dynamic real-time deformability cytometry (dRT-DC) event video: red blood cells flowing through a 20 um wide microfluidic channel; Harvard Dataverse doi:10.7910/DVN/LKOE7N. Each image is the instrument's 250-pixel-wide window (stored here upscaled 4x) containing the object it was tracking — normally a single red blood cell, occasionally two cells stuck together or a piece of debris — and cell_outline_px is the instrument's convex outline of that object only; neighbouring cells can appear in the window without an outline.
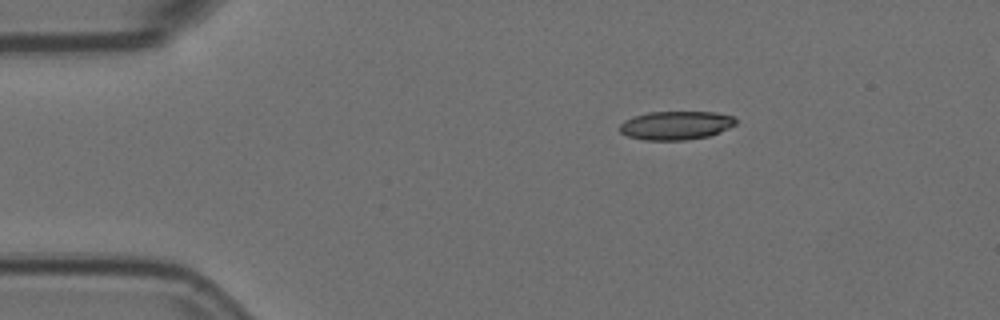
{"species": "Egyptian fruit bat (a non-hibernating species)", "species_latin": "Rousettus aegyptiacus", "temperature_condition": "room temperature", "stored_images_in_passage": 4, "segment_of_instrument_passage": [1, 2], "camera_frame_rate_fps": 3000, "um_per_image_px": 0.085, "animal": {"sex": "female"}, "frame": {"image": 1, "passage_image": 1, "time_ms": 0.0, "image_size_px": [1000, 320], "cell_outline_px": [[736, 124], [720, 132], [708, 136], [684, 140], [644, 140], [628, 136], [620, 132], [620, 124], [624, 120], [632, 116], [648, 112], [712, 112], [736, 116]], "centroid_in_image_um": [57.44, 10.65], "position_along_channel_um": 27.6, "area_um2": 19.42}}